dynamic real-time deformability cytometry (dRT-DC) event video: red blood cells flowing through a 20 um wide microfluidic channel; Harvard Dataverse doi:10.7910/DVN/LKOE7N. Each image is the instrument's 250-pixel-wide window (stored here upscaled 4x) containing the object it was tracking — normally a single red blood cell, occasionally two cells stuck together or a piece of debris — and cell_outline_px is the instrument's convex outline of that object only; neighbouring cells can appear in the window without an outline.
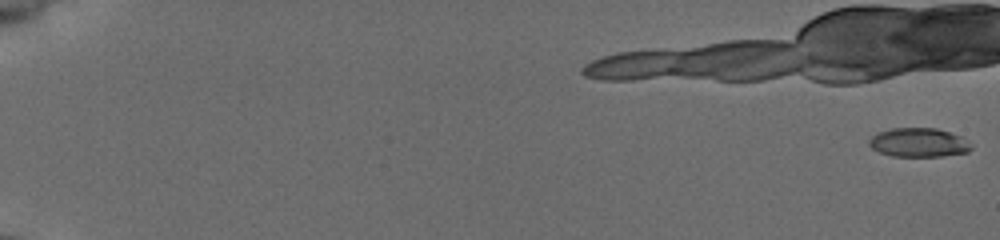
{"species": "common noctule bat (a hibernating species)", "species_latin": "Nyctalus noctula", "temperature_condition": "cold", "stored_images_in_passage": 17, "camera_frame_rate_fps": 3000, "um_per_image_px": 0.085, "animal": {"sex": "female", "body_mass_g": 19.5, "forearm_length_mm": 54.1}, "frame": {"image": 1, "passage_image": 1, "time_ms": 0.0, "image_size_px": [1000, 240], "cell_outline_px": [[972, 148], [968, 152], [940, 156], [892, 156], [880, 152], [872, 148], [868, 144], [868, 140], [872, 136], [880, 132], [892, 128], [936, 128], [960, 136]], "centroid_in_image_um": [78.04, 12.11], "position_along_channel_um": 7.0, "area_um2": 16.94}}